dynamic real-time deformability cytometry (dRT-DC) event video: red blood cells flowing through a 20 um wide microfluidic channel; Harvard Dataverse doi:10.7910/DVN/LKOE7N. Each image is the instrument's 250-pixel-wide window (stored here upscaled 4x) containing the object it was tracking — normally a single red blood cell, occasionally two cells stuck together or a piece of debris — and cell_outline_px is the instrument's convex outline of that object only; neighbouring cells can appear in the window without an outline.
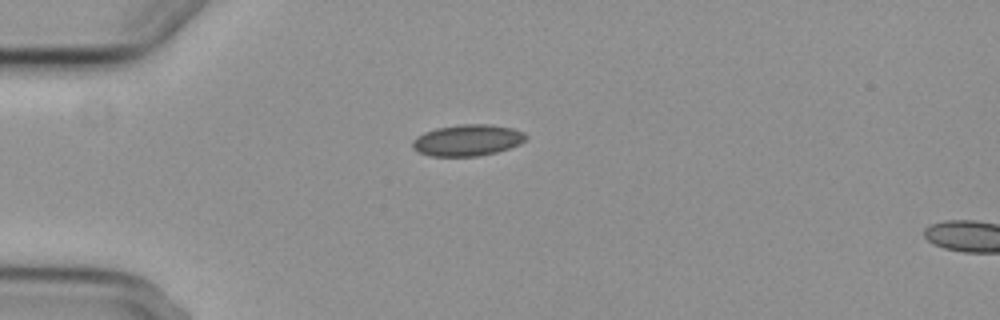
{"species": "common noctule bat (a hibernating species)", "species_latin": "Nyctalus noctula", "temperature_condition": "cold", "stored_images_in_passage": 3, "camera_frame_rate_fps": 3000, "um_per_image_px": 0.085, "animal": {"sex": "female", "body_mass_g": 29.2, "forearm_length_mm": 56.3}, "frame": {"image": 1, "passage_image": 3, "time_ms": 3.333, "image_size_px": [1000, 320], "cell_outline_px": [[528, 136], [520, 144], [496, 152], [476, 156], [432, 156], [420, 152], [412, 148], [412, 140], [416, 136], [424, 132], [436, 128], [460, 124], [488, 124], [512, 128], [524, 132]], "centroid_in_image_um": [39.72, 11.91], "position_along_channel_um": 45.3, "area_um2": 20.69}}